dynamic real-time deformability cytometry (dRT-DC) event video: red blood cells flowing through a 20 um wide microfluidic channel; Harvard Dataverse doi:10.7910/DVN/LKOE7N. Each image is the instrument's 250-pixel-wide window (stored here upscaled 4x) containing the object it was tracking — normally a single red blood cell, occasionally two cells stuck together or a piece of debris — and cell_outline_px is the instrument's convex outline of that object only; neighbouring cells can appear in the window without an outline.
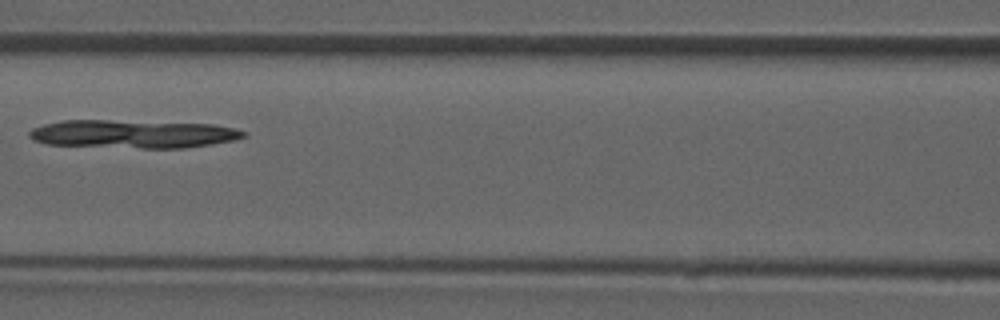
{"species": "common noctule bat (a hibernating species)", "species_latin": "Nyctalus noctula", "temperature_condition": "room temperature", "stored_images_in_passage": 5, "camera_frame_rate_fps": 3000, "um_per_image_px": 0.085, "animal": {"sex": "male", "forearm_length_mm": 52.5}, "frame": {"image": 1, "passage_image": 5, "time_ms": 4.667, "image_size_px": [1000, 320], "cell_outline_px": [[248, 136], [236, 140], [212, 144], [184, 148], [144, 148], [48, 144], [32, 140], [28, 136], [28, 132], [32, 128], [44, 124], [60, 120], [108, 120], [212, 124], [236, 128], [248, 132]], "centroid_in_image_um": [11.34, 11.38], "position_along_channel_um": 155.3, "area_um2": 35.37}}